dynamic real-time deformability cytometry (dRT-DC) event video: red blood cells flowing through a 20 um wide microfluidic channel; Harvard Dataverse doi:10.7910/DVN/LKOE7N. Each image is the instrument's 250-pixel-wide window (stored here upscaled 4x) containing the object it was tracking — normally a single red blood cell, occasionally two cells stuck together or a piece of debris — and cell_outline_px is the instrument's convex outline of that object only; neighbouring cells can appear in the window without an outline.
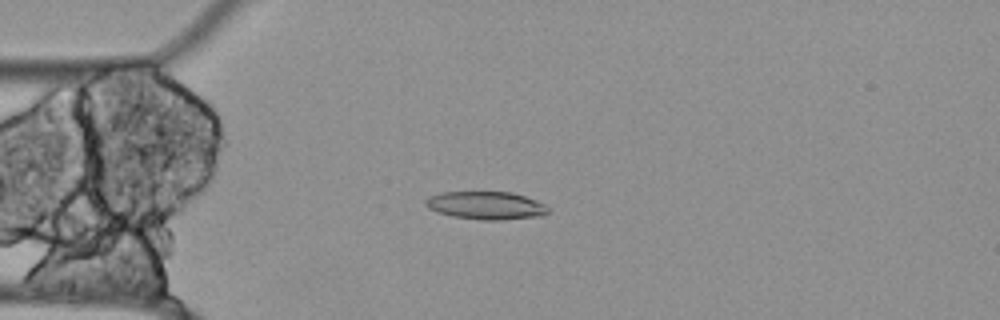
{"species": "Egyptian fruit bat (a non-hibernating species)", "species_latin": "Rousettus aegyptiacus", "temperature_condition": "cold", "stored_images_in_passage": 56, "camera_frame_rate_fps": 3000, "um_per_image_px": 0.085, "animal": {"sex": "female"}, "frame": {"image": 1, "passage_image": 14, "time_ms": 4.333, "image_size_px": [1000, 320], "cell_outline_px": [[552, 208], [544, 216], [500, 220], [480, 220], [452, 216], [428, 208], [424, 204], [424, 200], [428, 196], [440, 192], [512, 192], [536, 200]], "centroid_in_image_um": [41.33, 17.46], "position_along_channel_um": 43.7, "area_um2": 20.17}}
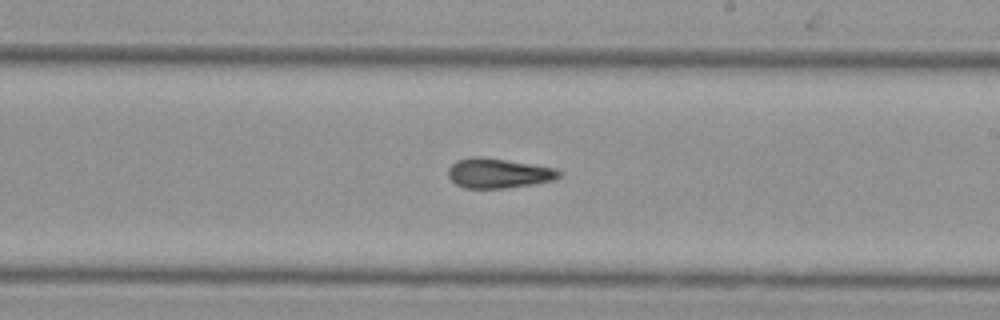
{"frame": {"image": 2, "passage_image": 32, "time_ms": 10.333, "image_size_px": [1000, 320], "cell_outline_px": [[564, 176], [556, 180], [532, 184], [504, 188], [464, 188], [456, 184], [448, 176], [448, 168], [456, 160], [476, 156], [484, 156], [556, 168], [564, 172]], "centroid_in_image_um": [42.42, 14.71], "position_along_channel_um": 246.6, "area_um2": 19.54}}
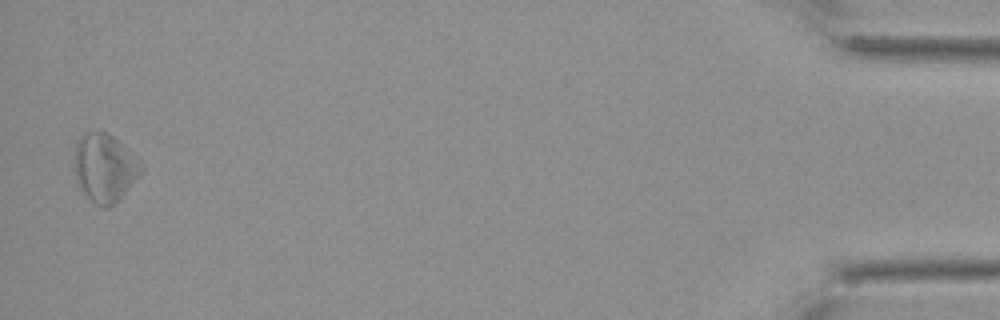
{"frame": {"image": 3, "passage_image": 55, "time_ms": 18.0, "image_size_px": [1000, 320], "cell_outline_px": [[144, 172], [108, 208], [104, 208], [96, 204], [80, 188], [76, 180], [72, 164], [76, 144], [80, 136], [84, 132], [104, 132], [112, 136], [140, 160], [144, 164]], "centroid_in_image_um": [8.88, 14.24], "position_along_channel_um": 426.3, "area_um2": 26.47}}